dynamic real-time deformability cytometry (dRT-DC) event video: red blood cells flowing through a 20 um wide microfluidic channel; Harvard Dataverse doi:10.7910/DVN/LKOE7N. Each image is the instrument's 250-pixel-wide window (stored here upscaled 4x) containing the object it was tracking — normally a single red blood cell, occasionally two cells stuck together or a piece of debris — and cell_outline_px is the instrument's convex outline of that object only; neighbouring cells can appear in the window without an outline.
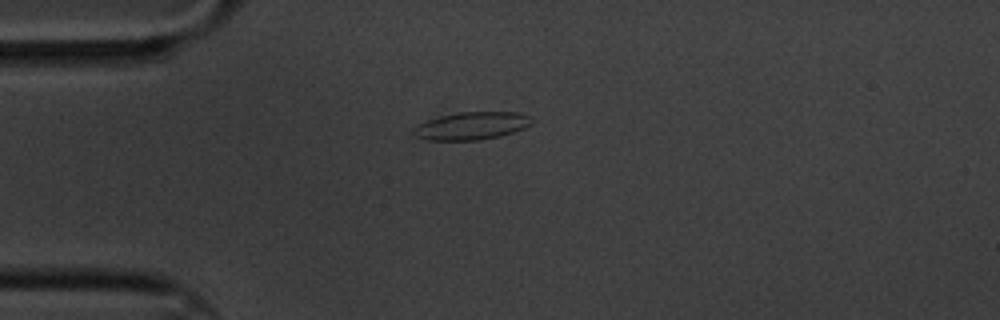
{"species": "common noctule bat (a hibernating species)", "species_latin": "Nyctalus noctula", "temperature_condition": "cold", "stored_images_in_passage": 7, "camera_frame_rate_fps": 3000, "um_per_image_px": 0.085, "animal": {"sex": "male", "body_mass_g": 20.1, "forearm_length_mm": 53.5}, "frame": {"image": 1, "passage_image": 1, "time_ms": 0.0, "image_size_px": [1000, 320], "cell_outline_px": [[536, 120], [532, 124], [524, 128], [500, 136], [480, 140], [428, 140], [412, 136], [412, 128], [416, 124], [428, 120], [460, 112], [520, 112], [532, 116]], "centroid_in_image_um": [40.11, 10.7], "position_along_channel_um": 44.9, "area_um2": 19.31}}
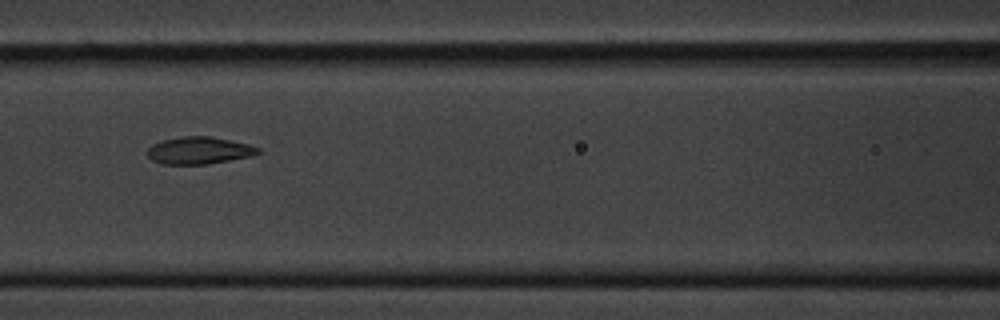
{"frame": {"image": 2, "passage_image": 4, "time_ms": 1.0, "image_size_px": [1000, 320], "cell_outline_px": [[260, 152], [252, 156], [208, 164], [160, 164], [152, 160], [148, 156], [148, 148], [152, 144], [164, 140], [184, 136], [212, 136], [248, 144], [260, 148]], "centroid_in_image_um": [16.93, 12.79], "position_along_channel_um": 149.7, "area_um2": 17.51}}
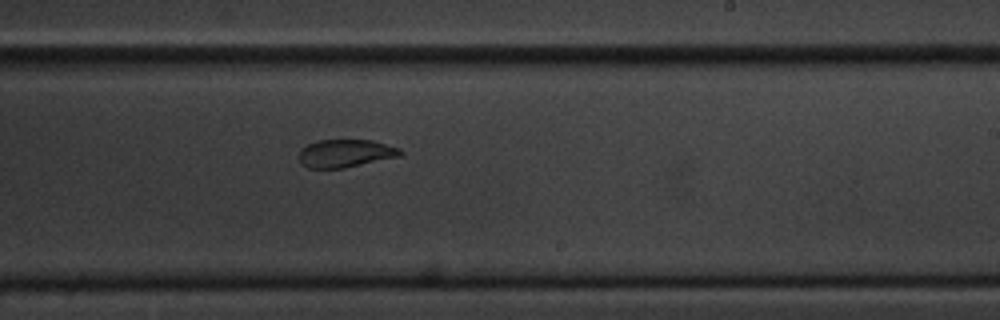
{"frame": {"image": 3, "passage_image": 7, "time_ms": 2.0, "image_size_px": [1000, 320], "cell_outline_px": [[404, 152], [400, 156], [344, 168], [308, 168], [300, 160], [300, 148], [316, 140], [372, 140], [400, 148]], "centroid_in_image_um": [29.38, 13.02], "position_along_channel_um": 259.6, "area_um2": 16.42}}